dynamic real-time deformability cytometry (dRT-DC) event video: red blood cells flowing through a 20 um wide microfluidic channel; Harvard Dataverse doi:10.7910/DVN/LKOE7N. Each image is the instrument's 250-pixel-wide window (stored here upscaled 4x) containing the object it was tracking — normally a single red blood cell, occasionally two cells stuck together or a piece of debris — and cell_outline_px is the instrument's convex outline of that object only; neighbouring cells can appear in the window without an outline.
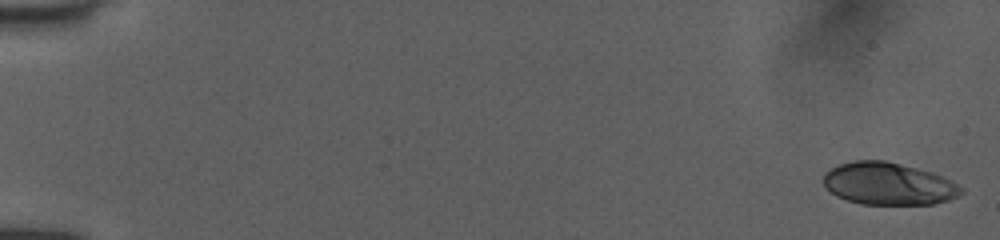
{"species": "human", "species_latin": "Homo sapiens", "temperature_condition": "room temperature", "stored_images_in_passage": 52, "camera_frame_rate_fps": 3000, "um_per_image_px": 0.085, "donor": {"sex": "female"}, "frame": {"image": 1, "passage_image": 1, "time_ms": 0.0, "image_size_px": [1000, 240], "cell_outline_px": [[964, 192], [948, 200], [932, 204], [860, 204], [836, 196], [824, 184], [824, 172], [840, 164], [856, 160], [884, 160], [932, 172], [952, 180], [964, 188]], "centroid_in_image_um": [75.54, 15.62], "position_along_channel_um": 9.5, "area_um2": 33.81}}
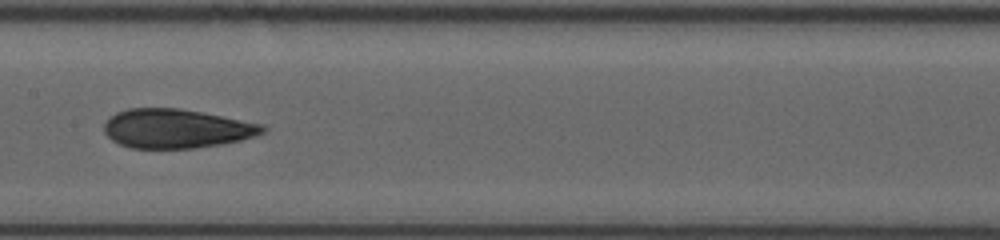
{"frame": {"image": 2, "passage_image": 28, "time_ms": 9.0, "image_size_px": [1000, 240], "cell_outline_px": [[268, 128], [264, 132], [256, 136], [240, 140], [220, 144], [196, 148], [128, 148], [112, 140], [104, 132], [104, 124], [108, 116], [116, 112], [128, 108], [180, 108], [264, 124]], "centroid_in_image_um": [14.98, 10.92], "position_along_channel_um": 192.4, "area_um2": 36.3}}
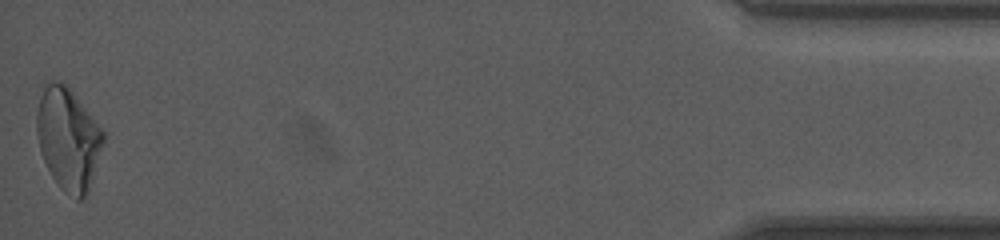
{"frame": {"image": 3, "passage_image": 52, "time_ms": 17.0, "image_size_px": [1000, 240], "cell_outline_px": [[104, 140], [88, 192], [80, 200], [76, 200], [64, 192], [56, 184], [40, 152], [36, 132], [36, 112], [40, 96], [44, 84], [60, 80], [68, 88], [104, 132]], "centroid_in_image_um": [5.76, 11.83], "position_along_channel_um": 429.4, "area_um2": 39.13}, "authors_computed_cell_mechanics": {"area_um2": 36.1539, "velocity_mm_per_s": 3.9903, "shape_relaxation_time_tau1_ms": null, "shape_relaxation_time_tau2_ms": 1.9878, "deformation_change_tau1": null, "deformation_change_tau2": 0.0775}}